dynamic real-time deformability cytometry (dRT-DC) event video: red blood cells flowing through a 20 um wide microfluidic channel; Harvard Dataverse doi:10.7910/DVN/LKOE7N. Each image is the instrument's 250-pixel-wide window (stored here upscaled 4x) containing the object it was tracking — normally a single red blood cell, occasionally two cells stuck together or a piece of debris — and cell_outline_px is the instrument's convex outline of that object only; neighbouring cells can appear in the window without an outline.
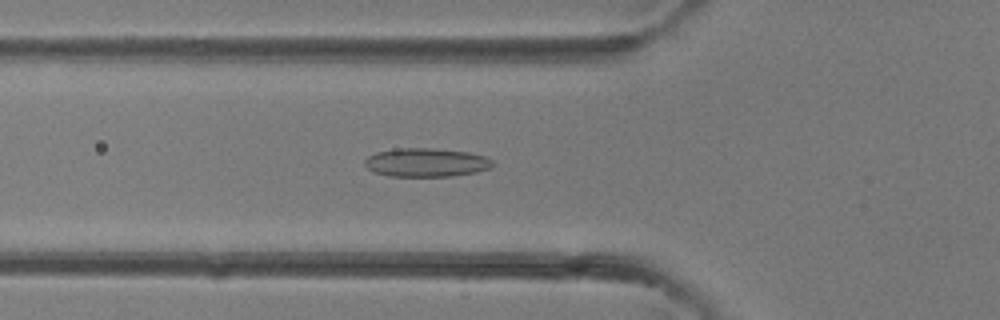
{"species": "common noctule bat (a hibernating species)", "species_latin": "Nyctalus noctula", "temperature_condition": "room temperature", "stored_images_in_passage": 40, "camera_frame_rate_fps": 3000, "um_per_image_px": 0.085, "animal": {"sex": "female"}, "frame": {"image": 1, "passage_image": 14, "time_ms": 4.333, "image_size_px": [1000, 320], "cell_outline_px": [[496, 164], [492, 168], [476, 172], [452, 176], [388, 176], [372, 172], [364, 164], [364, 160], [368, 156], [376, 152], [396, 148], [428, 148], [468, 152], [484, 156], [492, 160]], "centroid_in_image_um": [36.22, 13.81], "position_along_channel_um": 89.6, "area_um2": 21.5}}
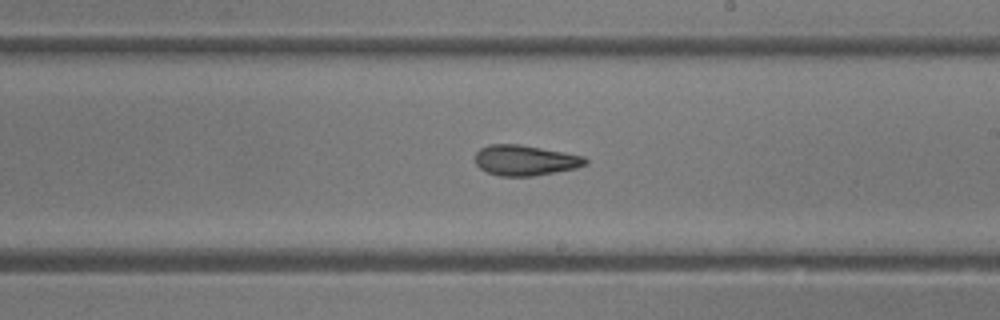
{"frame": {"image": 2, "passage_image": 23, "time_ms": 7.333, "image_size_px": [1000, 320], "cell_outline_px": [[588, 164], [576, 168], [532, 176], [500, 176], [488, 172], [480, 168], [476, 164], [476, 152], [480, 148], [488, 144], [520, 144], [564, 152], [584, 156], [588, 160]], "centroid_in_image_um": [44.65, 13.62], "position_along_channel_um": 244.4, "area_um2": 19.54}}
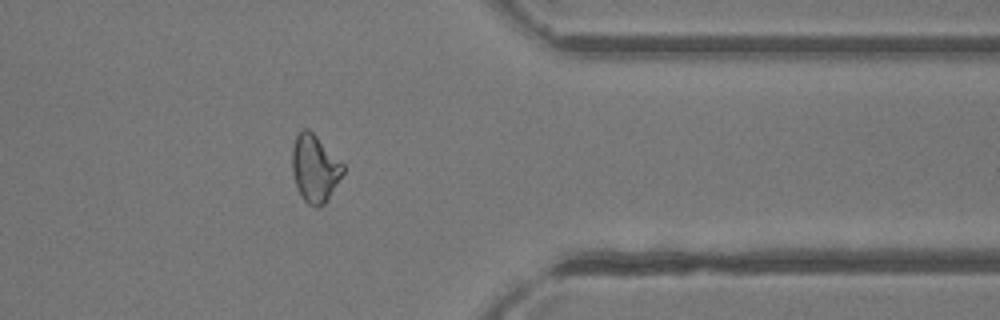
{"frame": {"image": 3, "passage_image": 32, "time_ms": 10.333, "image_size_px": [1000, 320], "cell_outline_px": [[344, 172], [328, 200], [320, 208], [316, 208], [308, 204], [304, 200], [296, 184], [292, 172], [292, 148], [296, 136], [304, 128], [308, 128], [344, 164]], "centroid_in_image_um": [26.77, 14.34], "position_along_channel_um": 384.6, "area_um2": 19.88}}